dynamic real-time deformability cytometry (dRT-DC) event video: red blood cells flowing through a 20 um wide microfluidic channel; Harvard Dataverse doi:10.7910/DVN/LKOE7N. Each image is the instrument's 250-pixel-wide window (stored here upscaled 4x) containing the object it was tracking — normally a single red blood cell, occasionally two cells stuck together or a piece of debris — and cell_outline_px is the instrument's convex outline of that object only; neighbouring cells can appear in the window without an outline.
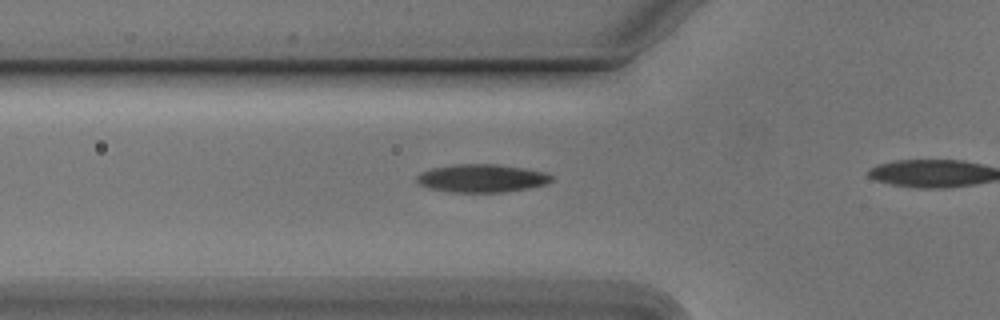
{"species": "Egyptian fruit bat (a non-hibernating species)", "species_latin": "Rousettus aegyptiacus", "temperature_condition": "cold", "stored_images_in_passage": 7, "camera_frame_rate_fps": 3000, "um_per_image_px": 0.085, "animal": {"sex": "male"}, "frame": {"image": 1, "passage_image": 2, "time_ms": 0.333, "image_size_px": [1000, 320], "cell_outline_px": [[552, 180], [548, 184], [528, 188], [504, 192], [448, 192], [428, 188], [420, 184], [416, 180], [416, 176], [420, 172], [432, 168], [452, 164], [496, 164], [524, 168], [548, 172], [552, 176]], "centroid_in_image_um": [40.95, 15.15], "position_along_channel_um": 84.8, "area_um2": 22.25}}
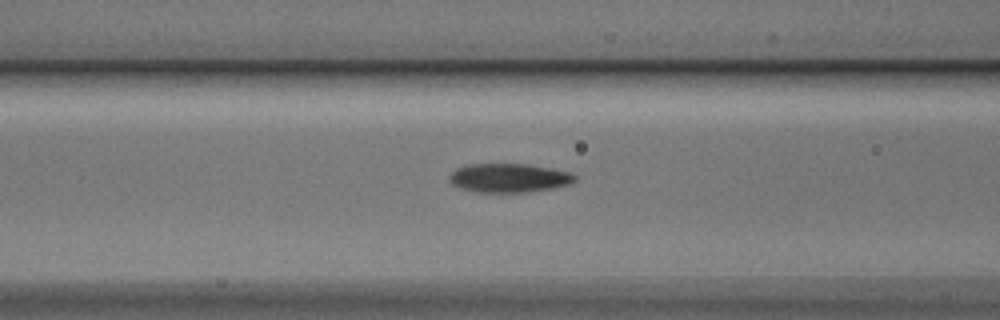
{"frame": {"image": 2, "passage_image": 5, "time_ms": 1.333, "image_size_px": [1000, 320], "cell_outline_px": [[576, 180], [568, 184], [552, 188], [528, 192], [476, 192], [460, 188], [452, 184], [448, 176], [456, 168], [472, 164], [528, 164], [552, 168], [572, 172], [576, 176]], "centroid_in_image_um": [43.27, 15.12], "position_along_channel_um": 123.3, "area_um2": 21.15}}